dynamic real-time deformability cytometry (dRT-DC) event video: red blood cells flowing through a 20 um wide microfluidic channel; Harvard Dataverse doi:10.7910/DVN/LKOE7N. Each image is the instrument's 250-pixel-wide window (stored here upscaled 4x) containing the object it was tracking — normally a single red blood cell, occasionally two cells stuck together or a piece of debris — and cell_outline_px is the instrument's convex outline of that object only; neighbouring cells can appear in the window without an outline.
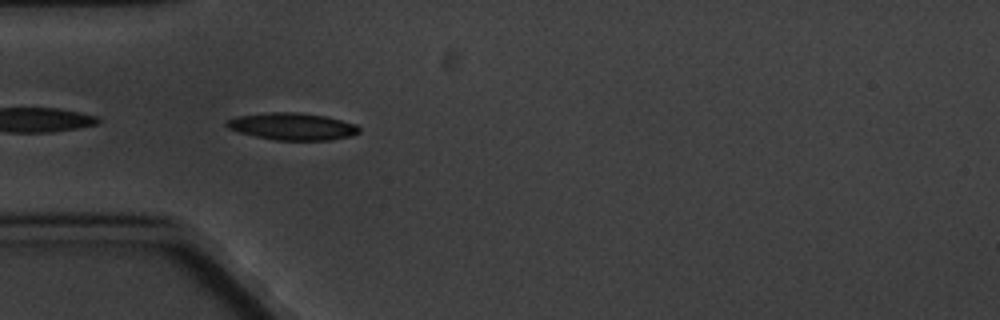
{"species": "common noctule bat (a hibernating species)", "species_latin": "Nyctalus noctula", "temperature_condition": "cold", "stored_images_in_passage": 6, "camera_frame_rate_fps": 3000, "um_per_image_px": 0.085, "animal": {"sex": "male", "body_mass_g": 20.1, "forearm_length_mm": 53.5}, "frame": {"image": 1, "passage_image": 6, "time_ms": 5.667, "image_size_px": [1000, 320], "cell_outline_px": [[360, 132], [352, 136], [332, 140], [276, 140], [256, 136], [240, 132], [228, 128], [224, 124], [228, 120], [236, 116], [272, 112], [300, 112], [324, 116], [356, 124], [360, 128]], "centroid_in_image_um": [24.87, 10.75], "position_along_channel_um": 60.1, "area_um2": 20.87}}